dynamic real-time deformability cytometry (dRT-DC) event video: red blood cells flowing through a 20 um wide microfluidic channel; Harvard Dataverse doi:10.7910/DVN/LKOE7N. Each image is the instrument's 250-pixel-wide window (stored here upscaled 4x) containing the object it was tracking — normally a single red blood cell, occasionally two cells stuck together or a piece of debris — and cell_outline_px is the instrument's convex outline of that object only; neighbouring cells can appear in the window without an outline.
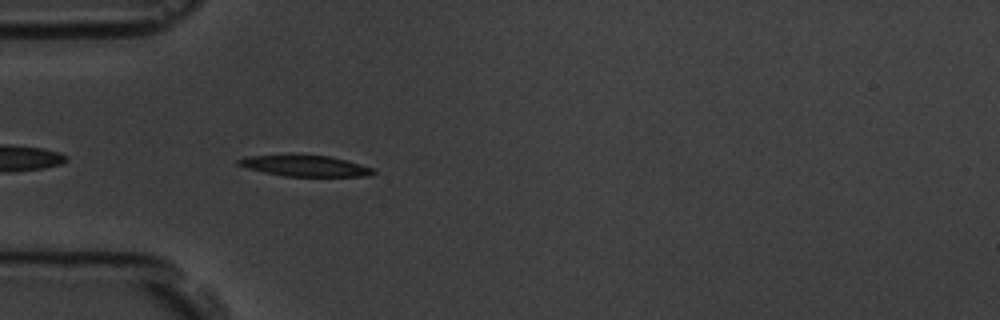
{"species": "common noctule bat (a hibernating species)", "species_latin": "Nyctalus noctula", "temperature_condition": "room temperature", "stored_images_in_passage": 43, "camera_frame_rate_fps": 3000, "um_per_image_px": 0.085, "animal": {"sex": "male", "body_mass_g": 19.5, "forearm_length_mm": 54.6}, "frame": {"image": 1, "passage_image": 3, "time_ms": 0.667, "image_size_px": [1000, 320], "cell_outline_px": [[376, 172], [372, 176], [284, 176], [264, 172], [248, 168], [236, 164], [236, 160], [248, 156], [328, 156], [360, 164], [372, 168]], "centroid_in_image_um": [25.95, 14.12], "position_along_channel_um": 59.0, "area_um2": 15.95}}
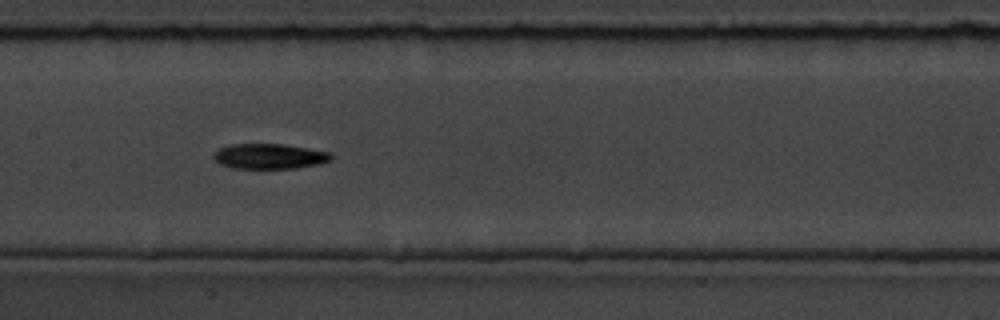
{"frame": {"image": 2, "passage_image": 14, "time_ms": 4.333, "image_size_px": [1000, 320], "cell_outline_px": [[332, 160], [320, 164], [296, 168], [232, 168], [220, 164], [212, 156], [220, 148], [232, 144], [284, 144], [332, 152]], "centroid_in_image_um": [22.95, 13.28], "position_along_channel_um": 184.4, "area_um2": 17.28}}
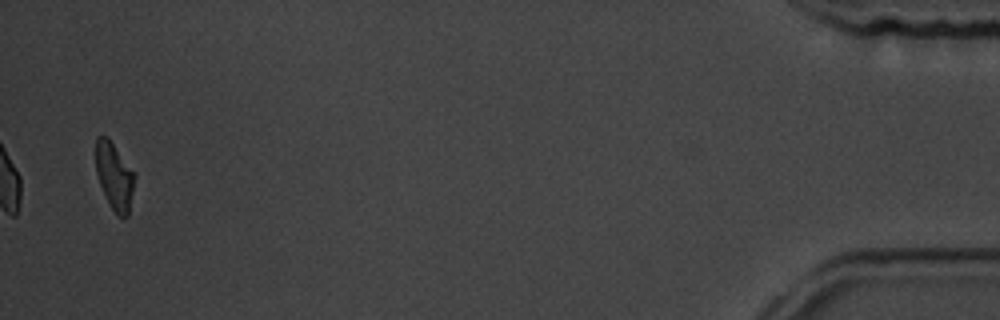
{"frame": {"image": 3, "passage_image": 42, "time_ms": 13.667, "image_size_px": [1000, 320], "cell_outline_px": [[136, 176], [128, 216], [124, 220], [112, 208], [100, 184], [96, 172], [96, 136], [104, 136], [112, 144], [136, 172]], "centroid_in_image_um": [9.76, 14.99], "position_along_channel_um": 425.4, "area_um2": 14.97}, "authors_computed_cell_mechanics": {"area_um2": 16.7042, "velocity_mm_per_s": 3.5324, "shape_relaxation_time_tau1_ms": 7.3218, "shape_relaxation_time_tau2_ms": null, "deformation_change_tau1": 0.1682, "deformation_change_tau2": null}}